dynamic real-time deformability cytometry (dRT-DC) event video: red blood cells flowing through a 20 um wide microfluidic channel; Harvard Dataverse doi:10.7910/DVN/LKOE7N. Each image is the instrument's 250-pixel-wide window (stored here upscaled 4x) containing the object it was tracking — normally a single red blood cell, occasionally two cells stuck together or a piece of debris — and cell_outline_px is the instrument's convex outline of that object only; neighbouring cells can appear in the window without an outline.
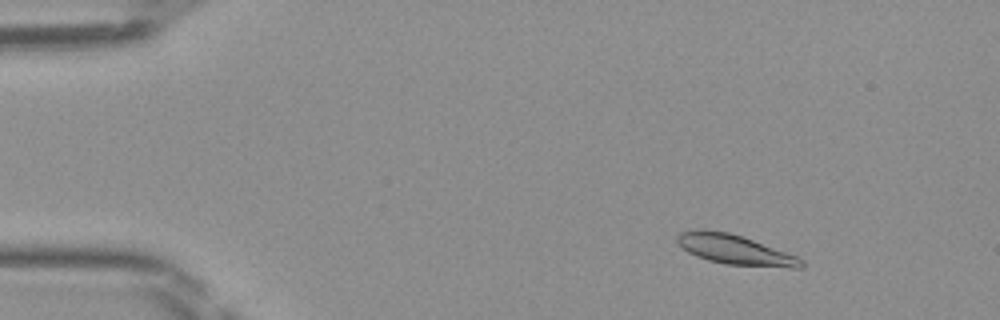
{"species": "Egyptian fruit bat (a non-hibernating species)", "species_latin": "Rousettus aegyptiacus", "temperature_condition": "room temperature", "stored_images_in_passage": 48, "camera_frame_rate_fps": 3000, "um_per_image_px": 0.085, "frame": {"image": 1, "passage_image": 6, "time_ms": 1.667, "image_size_px": [1000, 320], "cell_outline_px": [[804, 268], [792, 268], [724, 264], [708, 260], [696, 256], [688, 252], [676, 240], [676, 236], [680, 232], [700, 228], [704, 228], [728, 232], [752, 240], [796, 256], [804, 260]], "centroid_in_image_um": [62.45, 21.22], "position_along_channel_um": 22.6, "area_um2": 21.44}}
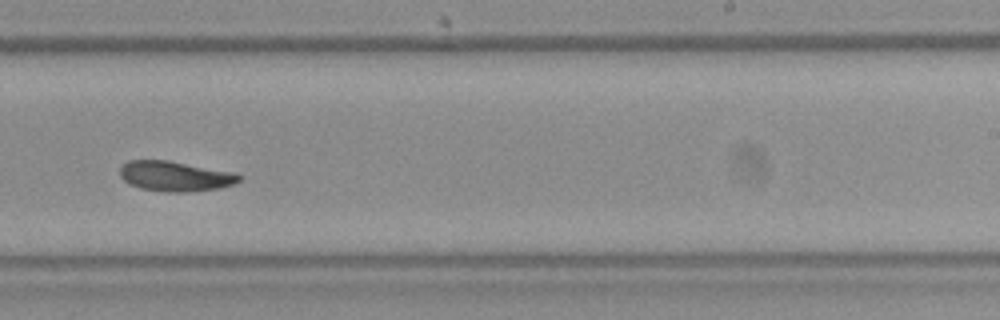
{"frame": {"image": 2, "passage_image": 30, "time_ms": 9.667, "image_size_px": [1000, 320], "cell_outline_px": [[240, 180], [236, 184], [220, 188], [184, 192], [168, 192], [140, 188], [128, 184], [120, 176], [120, 168], [128, 160], [168, 160], [236, 172], [240, 176]], "centroid_in_image_um": [14.9, 14.97], "position_along_channel_um": 274.1, "area_um2": 21.04}}
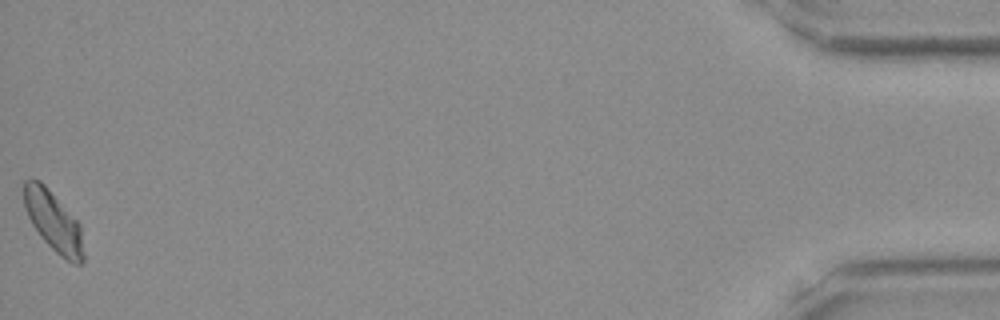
{"frame": {"image": 3, "passage_image": 48, "time_ms": 15.667, "image_size_px": [1000, 320], "cell_outline_px": [[84, 260], [80, 264], [72, 264], [60, 256], [40, 236], [32, 224], [24, 208], [24, 180], [32, 176], [40, 180], [48, 188], [80, 224], [84, 252]], "centroid_in_image_um": [4.53, 18.81], "position_along_channel_um": 430.7, "area_um2": 20.98}}